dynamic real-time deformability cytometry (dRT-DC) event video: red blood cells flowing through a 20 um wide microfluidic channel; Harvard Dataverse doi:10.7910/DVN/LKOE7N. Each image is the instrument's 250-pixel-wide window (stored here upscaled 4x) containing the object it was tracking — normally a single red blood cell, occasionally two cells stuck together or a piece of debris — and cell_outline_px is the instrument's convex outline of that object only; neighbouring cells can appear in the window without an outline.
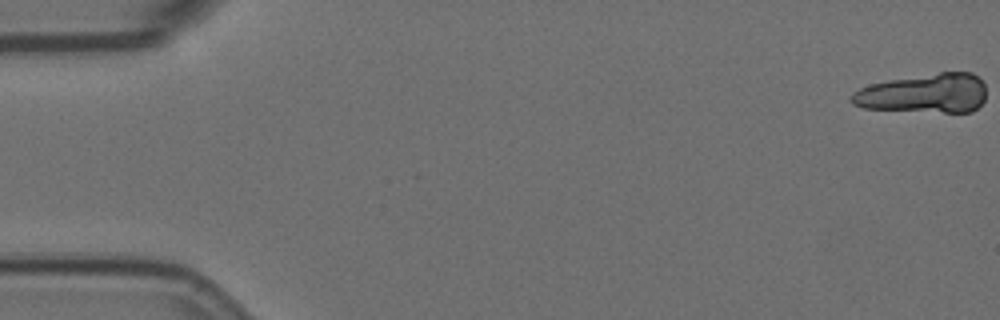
{"species": "Egyptian fruit bat (a non-hibernating species)", "species_latin": "Rousettus aegyptiacus", "temperature_condition": "room temperature", "stored_images_in_passage": 6, "segment_of_instrument_passage": [1, 2], "camera_frame_rate_fps": 3000, "um_per_image_px": 0.085, "animal": {"sex": "female"}, "frame": {"image": 1, "passage_image": 1, "time_ms": 0.0, "image_size_px": [1000, 320], "cell_outline_px": [[984, 100], [972, 112], [944, 112], [864, 108], [852, 104], [848, 100], [848, 96], [852, 92], [860, 88], [872, 84], [888, 80], [940, 72], [972, 72], [984, 84]], "centroid_in_image_um": [78.51, 7.93], "position_along_channel_um": 6.5, "area_um2": 30.75}}